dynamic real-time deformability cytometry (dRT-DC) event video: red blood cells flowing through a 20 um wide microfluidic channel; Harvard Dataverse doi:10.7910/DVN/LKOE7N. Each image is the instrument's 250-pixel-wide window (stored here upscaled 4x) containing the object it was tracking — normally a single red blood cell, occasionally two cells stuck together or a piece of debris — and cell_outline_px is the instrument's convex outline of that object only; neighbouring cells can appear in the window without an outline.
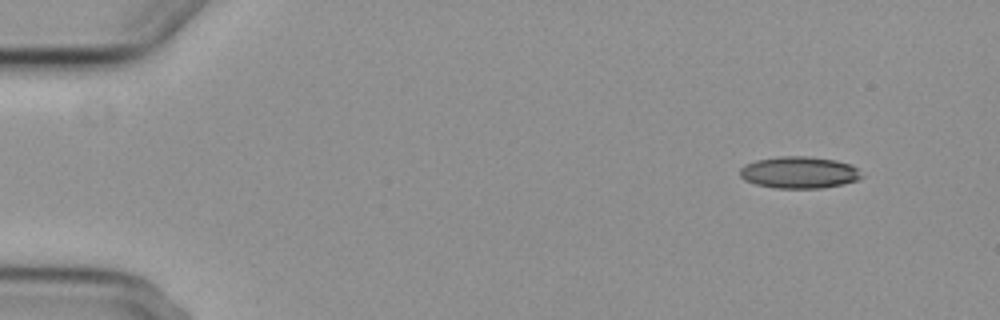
{"species": "common noctule bat (a hibernating species)", "species_latin": "Nyctalus noctula", "temperature_condition": "cold", "stored_images_in_passage": 6, "camera_frame_rate_fps": 3000, "um_per_image_px": 0.085, "animal": {"sex": "female", "body_mass_g": 29.2, "forearm_length_mm": 56.3}, "frame": {"image": 1, "passage_image": 1, "time_ms": 0.0, "image_size_px": [1000, 320], "cell_outline_px": [[864, 176], [860, 180], [844, 184], [820, 188], [776, 188], [756, 184], [744, 180], [740, 176], [740, 168], [744, 164], [756, 160], [776, 156], [808, 156], [836, 160], [852, 164]], "centroid_in_image_um": [67.94, 14.65], "position_along_channel_um": 17.1, "area_um2": 22.83}}
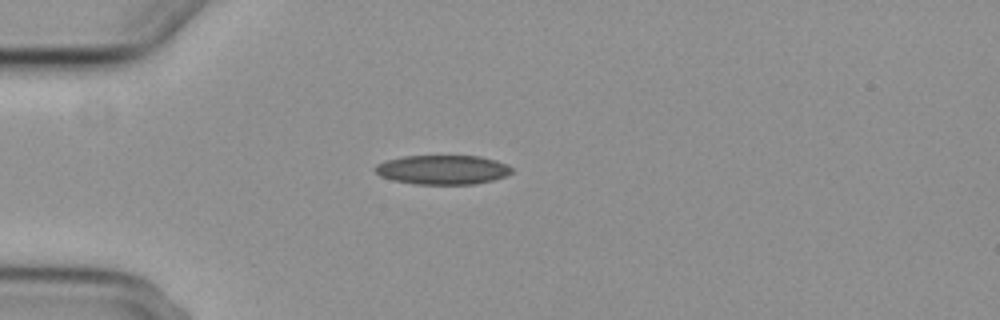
{"frame": {"image": 2, "passage_image": 4, "time_ms": 3.333, "image_size_px": [1000, 320], "cell_outline_px": [[512, 172], [508, 176], [492, 180], [472, 184], [416, 184], [392, 180], [380, 176], [372, 168], [376, 164], [384, 160], [404, 156], [480, 156], [496, 160], [508, 164], [512, 168]], "centroid_in_image_um": [37.61, 14.42], "position_along_channel_um": 47.4, "area_um2": 23.52}}
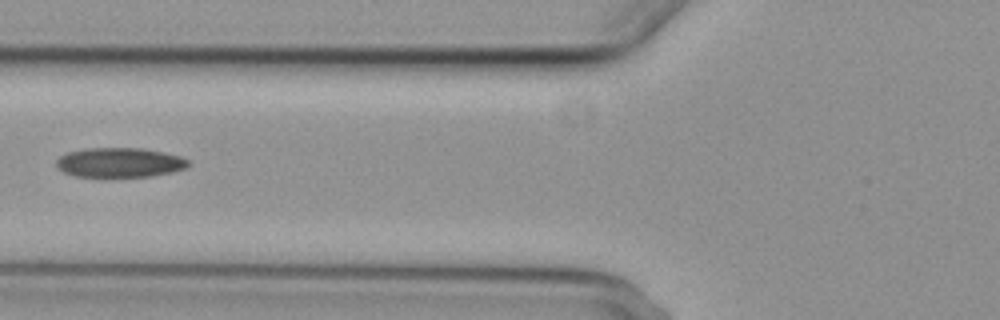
{"frame": {"image": 3, "passage_image": 6, "time_ms": 5.667, "image_size_px": [1000, 320], "cell_outline_px": [[192, 164], [188, 168], [172, 172], [152, 176], [72, 176], [56, 168], [56, 160], [60, 156], [68, 152], [88, 148], [144, 148], [164, 152], [180, 156], [188, 160]], "centroid_in_image_um": [10.2, 13.81], "position_along_channel_um": 115.6, "area_um2": 22.89}}